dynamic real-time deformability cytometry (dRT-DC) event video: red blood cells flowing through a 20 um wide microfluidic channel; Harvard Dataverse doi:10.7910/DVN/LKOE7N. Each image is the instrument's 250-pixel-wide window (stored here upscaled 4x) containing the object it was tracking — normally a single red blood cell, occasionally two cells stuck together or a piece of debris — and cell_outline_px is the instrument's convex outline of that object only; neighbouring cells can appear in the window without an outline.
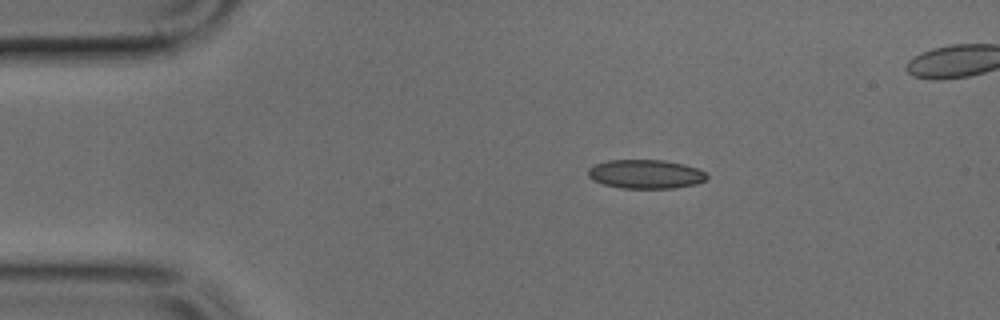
{"species": "common noctule bat (a hibernating species)", "species_latin": "Nyctalus noctula", "temperature_condition": "cold", "stored_images_in_passage": 24, "camera_frame_rate_fps": 3000, "um_per_image_px": 0.085, "animal": {"sex": "male", "body_mass_g": 17.9, "forearm_length_mm": 54.2}, "frame": {"image": 1, "passage_image": 1, "time_ms": 0.0, "image_size_px": [1000, 320], "cell_outline_px": [[708, 180], [696, 184], [676, 188], [620, 188], [604, 184], [592, 180], [588, 176], [588, 168], [596, 164], [608, 160], [664, 160], [684, 164], [696, 168], [704, 172], [708, 176]], "centroid_in_image_um": [54.89, 14.8], "position_along_channel_um": 30.1, "area_um2": 20.11}}
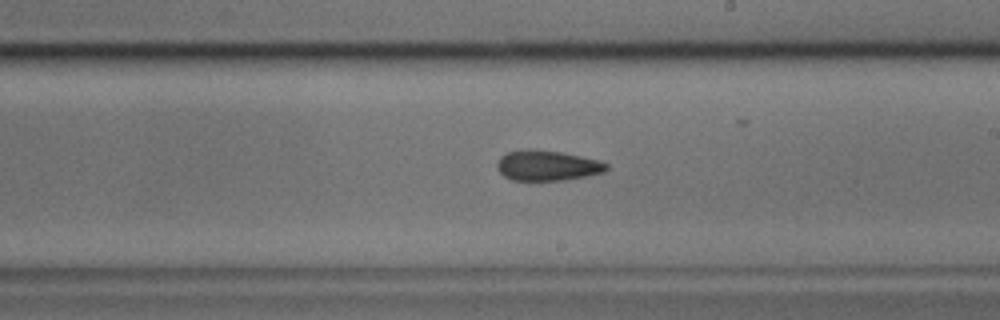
{"frame": {"image": 2, "passage_image": 20, "time_ms": 6.333, "image_size_px": [1000, 320], "cell_outline_px": [[608, 168], [604, 172], [564, 180], [512, 180], [504, 176], [496, 168], [496, 164], [500, 156], [508, 152], [528, 148], [560, 152], [580, 156], [596, 160], [608, 164]], "centroid_in_image_um": [46.46, 14.06], "position_along_channel_um": 242.5, "area_um2": 19.19}}